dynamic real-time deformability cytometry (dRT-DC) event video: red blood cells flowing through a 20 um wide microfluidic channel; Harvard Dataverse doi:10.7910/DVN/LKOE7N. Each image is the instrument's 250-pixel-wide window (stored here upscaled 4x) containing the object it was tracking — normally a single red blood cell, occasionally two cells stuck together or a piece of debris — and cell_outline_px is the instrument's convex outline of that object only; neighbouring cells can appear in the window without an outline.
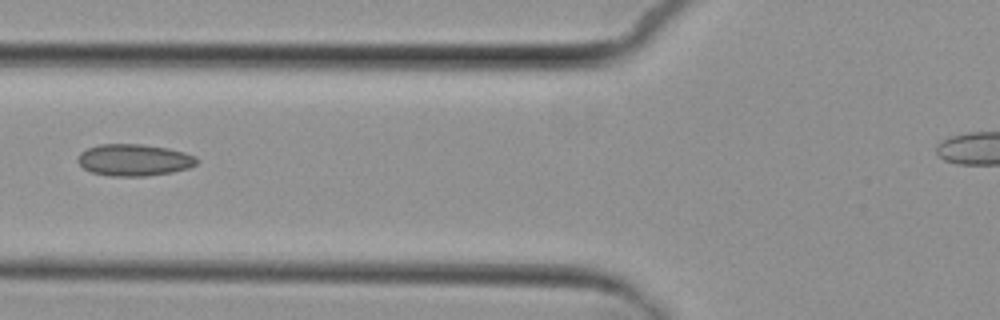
{"species": "common noctule bat (a hibernating species)", "species_latin": "Nyctalus noctula", "temperature_condition": "cold", "stored_images_in_passage": 4, "camera_frame_rate_fps": 3000, "um_per_image_px": 0.085, "animal": {"sex": "female", "body_mass_g": 29.2, "forearm_length_mm": 56.3}, "frame": {"image": 1, "passage_image": 3, "time_ms": 2.333, "image_size_px": [1000, 320], "cell_outline_px": [[200, 160], [196, 164], [188, 168], [172, 172], [144, 176], [108, 176], [92, 172], [84, 168], [76, 160], [76, 156], [80, 152], [88, 148], [100, 144], [140, 144], [168, 148], [184, 152], [196, 156]], "centroid_in_image_um": [11.39, 13.59], "position_along_channel_um": 114.4, "area_um2": 22.14}}
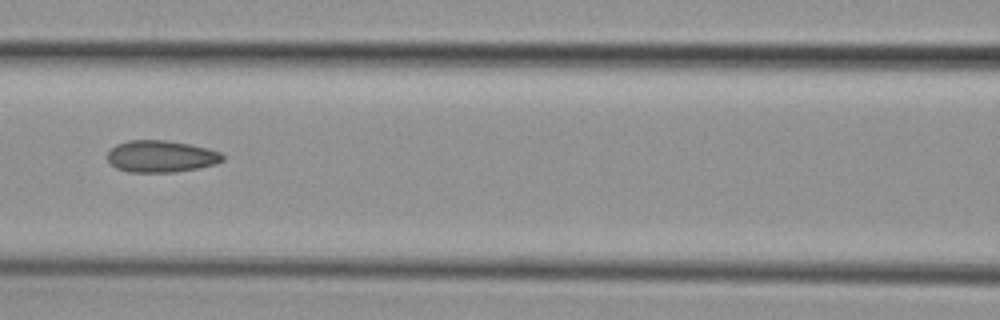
{"frame": {"image": 2, "passage_image": 4, "time_ms": 3.333, "image_size_px": [1000, 320], "cell_outline_px": [[224, 160], [216, 164], [176, 172], [128, 172], [116, 168], [108, 160], [108, 152], [116, 144], [128, 140], [164, 140], [188, 144], [208, 148], [220, 152], [224, 156]], "centroid_in_image_um": [13.69, 13.29], "position_along_channel_um": 152.9, "area_um2": 21.33}}